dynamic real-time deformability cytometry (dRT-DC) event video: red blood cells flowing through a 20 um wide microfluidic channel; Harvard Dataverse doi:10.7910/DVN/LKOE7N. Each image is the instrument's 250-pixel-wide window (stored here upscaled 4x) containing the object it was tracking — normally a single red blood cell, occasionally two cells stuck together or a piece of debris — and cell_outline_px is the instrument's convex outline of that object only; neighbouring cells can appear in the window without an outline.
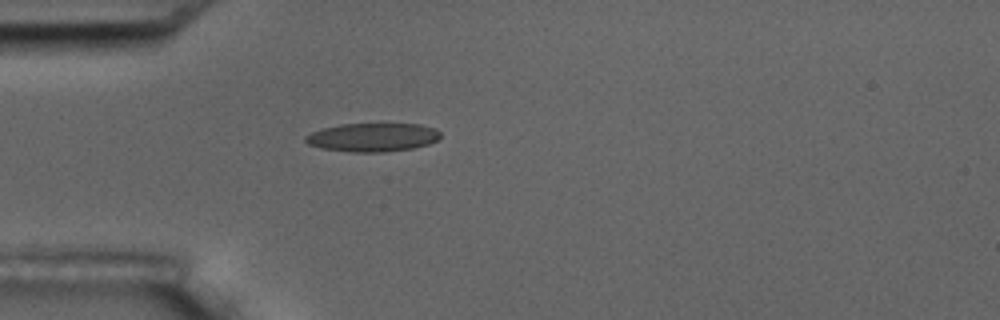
{"species": "common noctule bat (a hibernating species)", "species_latin": "Nyctalus noctula", "temperature_condition": "room temperature", "stored_images_in_passage": 1, "camera_frame_rate_fps": 3000, "um_per_image_px": 0.085, "animal": {"sex": "male", "body_mass_g": 17.5, "forearm_length_mm": 52.3}, "frame": {"image": 1, "passage_image": 1, "time_ms": 0.0, "image_size_px": [1000, 320], "cell_outline_px": [[440, 136], [436, 140], [428, 144], [412, 148], [384, 152], [352, 152], [324, 148], [308, 144], [304, 140], [304, 136], [320, 128], [340, 124], [420, 124], [436, 128], [440, 132]], "centroid_in_image_um": [31.66, 11.66], "position_along_channel_um": 53.3, "area_um2": 22.43}}